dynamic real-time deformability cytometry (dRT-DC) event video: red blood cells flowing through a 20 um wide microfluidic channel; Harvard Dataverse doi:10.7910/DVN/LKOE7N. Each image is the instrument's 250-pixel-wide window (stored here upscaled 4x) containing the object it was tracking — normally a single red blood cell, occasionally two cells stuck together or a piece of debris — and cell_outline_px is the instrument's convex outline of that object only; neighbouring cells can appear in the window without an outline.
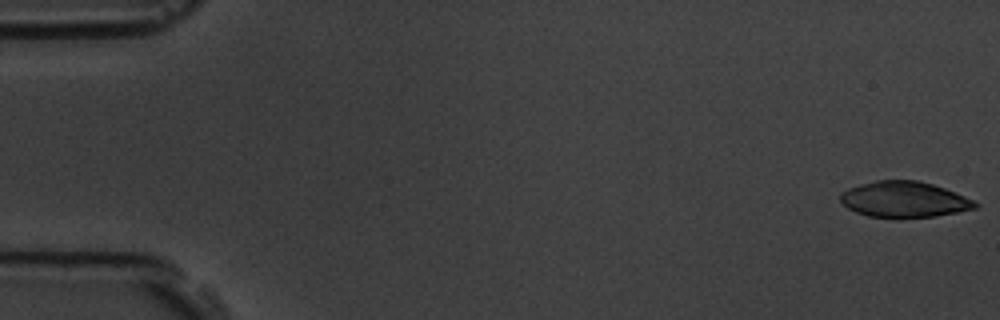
{"species": "common noctule bat (a hibernating species)", "species_latin": "Nyctalus noctula", "temperature_condition": "room temperature", "stored_images_in_passage": 3, "camera_frame_rate_fps": 3000, "um_per_image_px": 0.085, "animal": {"sex": "male", "body_mass_g": 19.5, "forearm_length_mm": 54.6}, "frame": {"image": 1, "passage_image": 1, "time_ms": 0.0, "image_size_px": [1000, 320], "cell_outline_px": [[980, 204], [976, 208], [936, 216], [896, 220], [868, 216], [856, 212], [848, 208], [840, 200], [840, 192], [848, 188], [876, 180], [916, 180], [932, 184], [944, 188], [976, 200]], "centroid_in_image_um": [76.86, 16.98], "position_along_channel_um": 8.1, "area_um2": 28.73}}